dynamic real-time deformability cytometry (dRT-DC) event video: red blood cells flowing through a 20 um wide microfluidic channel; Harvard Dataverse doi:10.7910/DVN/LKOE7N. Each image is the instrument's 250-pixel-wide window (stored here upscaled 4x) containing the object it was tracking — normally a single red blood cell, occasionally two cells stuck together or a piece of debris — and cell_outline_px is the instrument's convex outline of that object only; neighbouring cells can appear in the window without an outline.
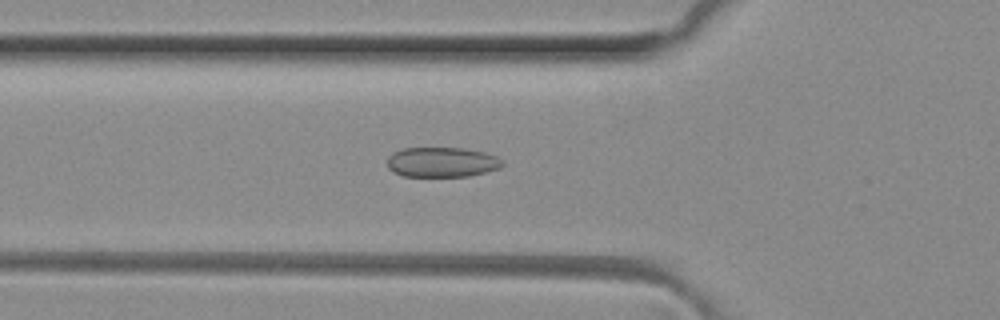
{"species": "common noctule bat (a hibernating species)", "species_latin": "Nyctalus noctula", "temperature_condition": "room temperature", "stored_images_in_passage": 48, "camera_frame_rate_fps": 3000, "um_per_image_px": 0.085, "animal": {"sex": "female", "body_mass_g": 29.2, "forearm_length_mm": 56.3}, "frame": {"image": 1, "passage_image": 16, "time_ms": 5.0, "image_size_px": [1000, 320], "cell_outline_px": [[504, 164], [500, 168], [468, 176], [404, 176], [392, 172], [388, 168], [388, 156], [392, 152], [404, 148], [464, 148], [484, 152], [496, 156], [504, 160]], "centroid_in_image_um": [37.56, 13.78], "position_along_channel_um": 88.2, "area_um2": 20.17}}
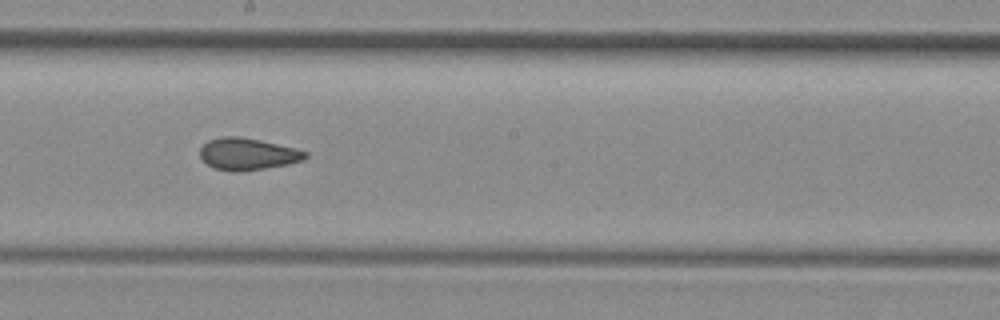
{"frame": {"image": 2, "passage_image": 26, "time_ms": 8.333, "image_size_px": [1000, 320], "cell_outline_px": [[308, 156], [304, 160], [288, 164], [264, 168], [236, 172], [216, 168], [200, 160], [200, 148], [208, 140], [220, 136], [240, 136], [260, 140], [296, 148], [308, 152]], "centroid_in_image_um": [21.05, 13.08], "position_along_channel_um": 227.2, "area_um2": 19.65}}
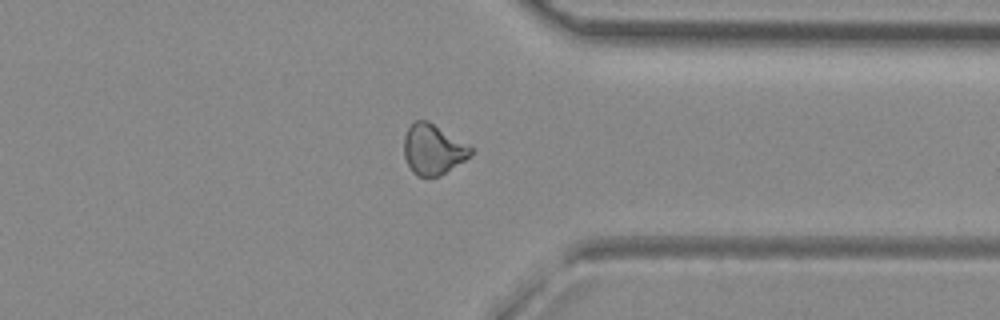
{"frame": {"image": 3, "passage_image": 37, "time_ms": 12.0, "image_size_px": [1000, 320], "cell_outline_px": [[472, 156], [440, 176], [416, 176], [412, 172], [404, 156], [404, 136], [408, 128], [416, 120], [428, 120], [472, 148]], "centroid_in_image_um": [36.79, 12.72], "position_along_channel_um": 374.6, "area_um2": 19.42}, "authors_computed_cell_mechanics": {"area_um2": 20.0855, "velocity_mm_per_s": 4.1544, "shape_relaxation_time_tau1_ms": null, "shape_relaxation_time_tau2_ms": 1.9091, "deformation_change_tau1": null, "deformation_change_tau2": 0.0775}}